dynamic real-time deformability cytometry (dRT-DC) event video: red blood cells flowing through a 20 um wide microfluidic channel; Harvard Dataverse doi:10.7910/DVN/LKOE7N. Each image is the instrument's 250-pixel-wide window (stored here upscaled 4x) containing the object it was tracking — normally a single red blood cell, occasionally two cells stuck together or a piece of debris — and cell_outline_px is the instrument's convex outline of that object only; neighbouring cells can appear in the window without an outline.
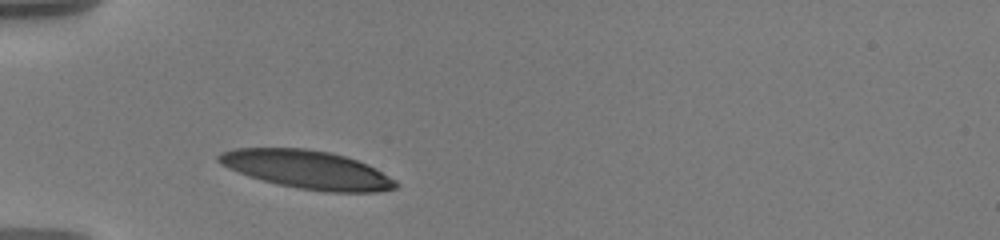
{"species": "human", "species_latin": "Homo sapiens", "temperature_condition": "warm", "stored_images_in_passage": 27, "camera_frame_rate_fps": 3000, "um_per_image_px": 0.085, "donor": {"sex": "male"}, "frame": {"image": 1, "passage_image": 1, "time_ms": 0.0, "image_size_px": [1000, 240], "cell_outline_px": [[400, 184], [396, 188], [380, 192], [324, 192], [300, 188], [280, 184], [248, 176], [228, 168], [220, 164], [216, 160], [216, 156], [220, 152], [232, 148], [304, 148], [332, 152], [368, 164], [396, 180]], "centroid_in_image_um": [26.11, 14.41], "position_along_channel_um": 58.9, "area_um2": 39.65}}
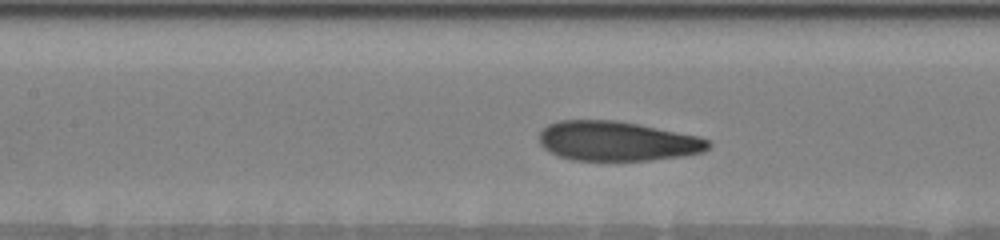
{"frame": {"image": 2, "passage_image": 19, "time_ms": 3.0, "image_size_px": [1000, 240], "cell_outline_px": [[712, 144], [704, 152], [684, 156], [648, 160], [572, 160], [560, 156], [544, 148], [540, 144], [540, 132], [548, 124], [556, 120], [616, 120], [700, 136], [708, 140]], "centroid_in_image_um": [52.47, 11.99], "position_along_channel_um": 154.9, "area_um2": 39.02}}
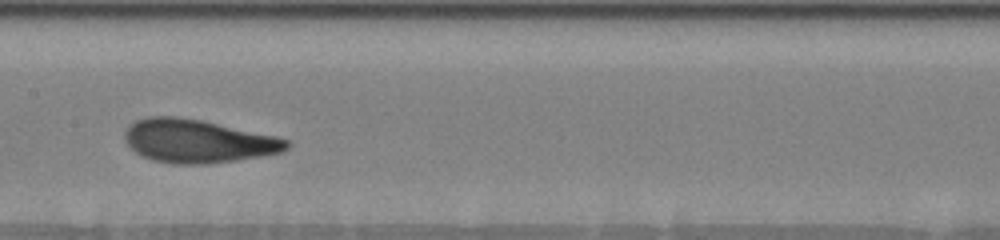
{"frame": {"image": 3, "passage_image": 26, "time_ms": 4.0, "image_size_px": [1000, 240], "cell_outline_px": [[292, 144], [288, 148], [280, 152], [260, 156], [236, 160], [204, 164], [172, 164], [152, 160], [136, 152], [124, 140], [124, 132], [136, 120], [148, 116], [176, 116], [200, 120], [276, 136], [288, 140]], "centroid_in_image_um": [16.8, 11.99], "position_along_channel_um": 190.6, "area_um2": 40.58}}